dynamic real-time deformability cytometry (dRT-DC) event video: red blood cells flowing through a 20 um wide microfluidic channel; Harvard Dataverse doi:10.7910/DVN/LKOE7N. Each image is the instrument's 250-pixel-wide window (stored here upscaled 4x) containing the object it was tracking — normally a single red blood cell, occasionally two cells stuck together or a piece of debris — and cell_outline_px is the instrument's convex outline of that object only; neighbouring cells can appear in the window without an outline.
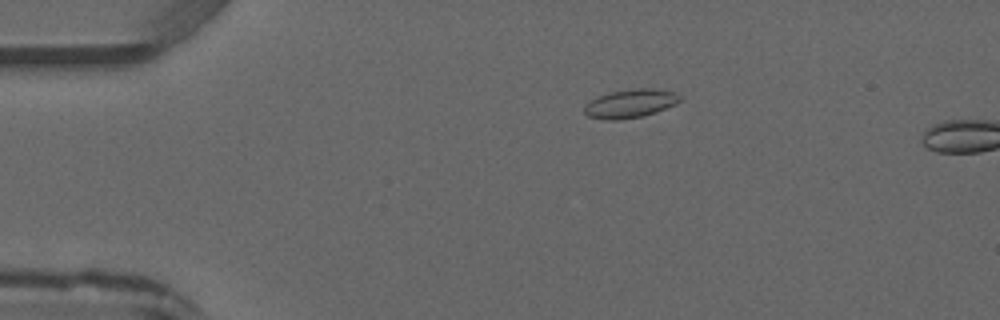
{"species": "common noctule bat (a hibernating species)", "species_latin": "Nyctalus noctula", "temperature_condition": "warm", "stored_images_in_passage": 2, "camera_frame_rate_fps": 3000, "um_per_image_px": 0.085, "animal": {"sex": "male", "forearm_length_mm": 52.5}, "frame": {"image": 1, "passage_image": 1, "time_ms": 0.0, "image_size_px": [1000, 320], "cell_outline_px": [[680, 100], [676, 104], [656, 112], [640, 116], [616, 120], [604, 120], [588, 116], [584, 112], [584, 108], [592, 100], [608, 92], [640, 88], [652, 88], [672, 92], [680, 96]], "centroid_in_image_um": [53.57, 8.8], "position_along_channel_um": 31.4, "area_um2": 15.55}}